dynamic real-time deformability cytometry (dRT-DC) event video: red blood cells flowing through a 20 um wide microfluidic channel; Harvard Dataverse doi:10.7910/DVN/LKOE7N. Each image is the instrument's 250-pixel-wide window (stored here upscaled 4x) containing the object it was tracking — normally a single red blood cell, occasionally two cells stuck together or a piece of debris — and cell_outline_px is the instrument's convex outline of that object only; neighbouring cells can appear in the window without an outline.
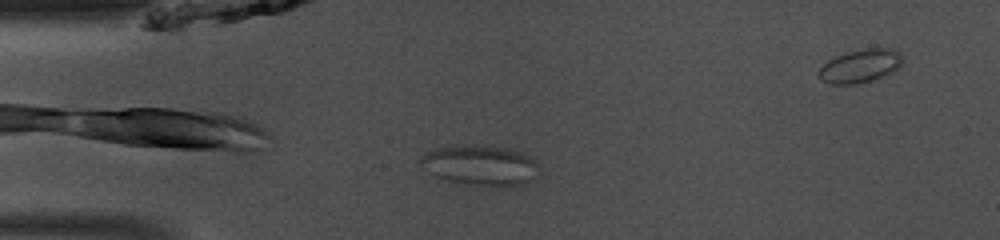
{"species": "common noctule bat (a hibernating species)", "species_latin": "Nyctalus noctula", "temperature_condition": "room temperature", "stored_images_in_passage": 36, "camera_frame_rate_fps": 3000, "um_per_image_px": 0.085, "animal": {"sex": "male", "body_mass_g": 13.0, "forearm_length_mm": 53.1}, "frame": {"image": 1, "passage_image": 3, "time_ms": 0.667, "image_size_px": [1000, 240], "cell_outline_px": [[540, 172], [536, 176], [524, 184], [516, 188], [488, 188], [448, 180], [436, 176], [428, 172], [420, 164], [420, 160], [428, 152], [436, 148], [500, 148], [524, 152], [536, 160], [540, 164]], "centroid_in_image_um": [40.97, 14.15], "position_along_channel_um": 44.0, "area_um2": 27.46}}
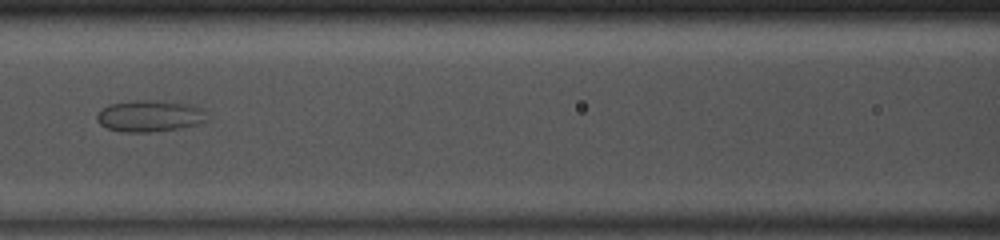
{"frame": {"image": 2, "passage_image": 12, "time_ms": 3.667, "image_size_px": [1000, 240], "cell_outline_px": [[204, 120], [196, 124], [180, 128], [148, 132], [120, 132], [108, 128], [100, 124], [96, 120], [96, 116], [108, 104], [144, 100], [148, 100], [188, 104], [200, 108]], "centroid_in_image_um": [12.63, 9.87], "position_along_channel_um": 154.0, "area_um2": 19.54}}
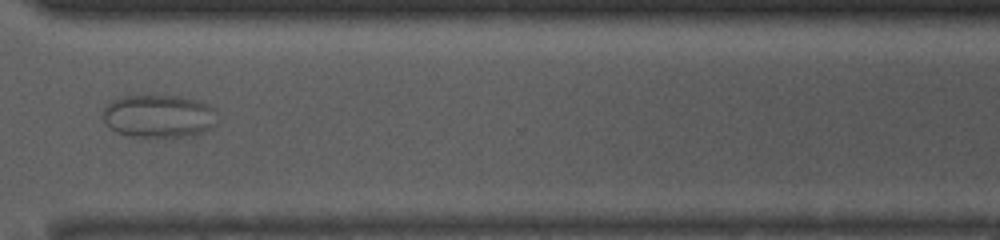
{"frame": {"image": 3, "passage_image": 27, "time_ms": 8.667, "image_size_px": [1000, 240], "cell_outline_px": [[216, 124], [212, 128], [196, 136], [132, 136], [116, 132], [104, 120], [104, 108], [108, 100], [120, 96], [140, 92], [188, 96], [200, 100], [216, 108]], "centroid_in_image_um": [13.53, 9.79], "position_along_channel_um": 357.1, "area_um2": 30.0}}